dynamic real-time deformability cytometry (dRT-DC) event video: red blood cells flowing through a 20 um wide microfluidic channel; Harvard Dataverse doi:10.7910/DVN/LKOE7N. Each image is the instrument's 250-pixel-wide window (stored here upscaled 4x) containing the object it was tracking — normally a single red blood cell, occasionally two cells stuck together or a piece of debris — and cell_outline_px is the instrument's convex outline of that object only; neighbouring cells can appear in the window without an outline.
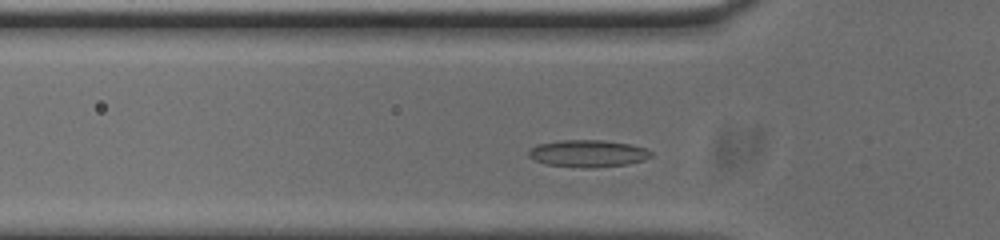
{"species": "common noctule bat (a hibernating species)", "species_latin": "Nyctalus noctula", "temperature_condition": "cold", "stored_images_in_passage": 36, "camera_frame_rate_fps": 3000, "um_per_image_px": 0.085, "animal": {"sex": "male", "body_mass_g": 20.0, "forearm_length_mm": 53.3}, "frame": {"image": 1, "passage_image": 8, "time_ms": 2.333, "image_size_px": [1000, 240], "cell_outline_px": [[652, 156], [644, 160], [628, 164], [596, 168], [584, 168], [548, 164], [536, 160], [528, 156], [528, 152], [532, 148], [540, 144], [560, 140], [600, 140], [632, 144], [648, 148], [652, 152]], "centroid_in_image_um": [50.05, 13.05], "position_along_channel_um": 75.7, "area_um2": 19.36}}
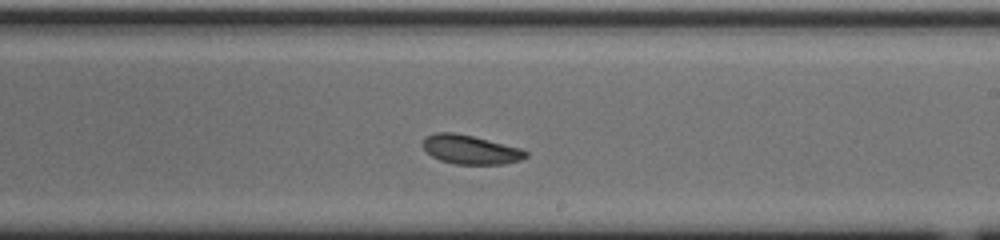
{"frame": {"image": 2, "passage_image": 22, "time_ms": 7.0, "image_size_px": [1000, 240], "cell_outline_px": [[528, 156], [520, 160], [504, 164], [456, 164], [440, 160], [432, 156], [424, 148], [424, 136], [436, 132], [452, 132], [472, 136], [520, 148], [528, 152]], "centroid_in_image_um": [39.99, 12.72], "position_along_channel_um": 249.0, "area_um2": 17.22}}
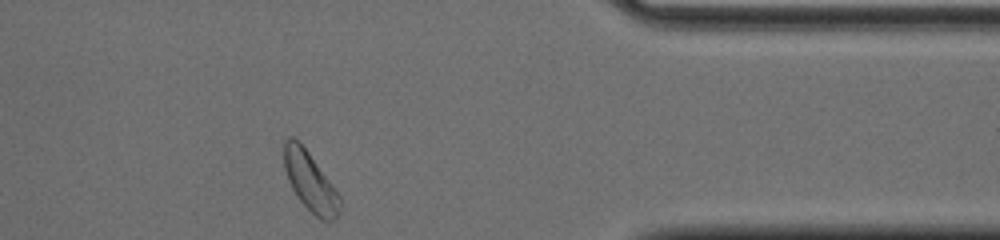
{"frame": {"image": 3, "passage_image": 35, "time_ms": 11.333, "image_size_px": [1000, 240], "cell_outline_px": [[340, 212], [336, 220], [320, 220], [300, 200], [292, 188], [288, 180], [284, 168], [284, 144], [288, 136], [292, 136], [308, 152], [340, 196]], "centroid_in_image_um": [26.37, 15.46], "position_along_channel_um": 385.0, "area_um2": 18.73}, "authors_computed_cell_mechanics": {"area_um2": 17.4556, "velocity_mm_per_s": 3.714, "shape_relaxation_time_tau1_ms": 7.4243, "shape_relaxation_time_tau2_ms": 5.2968, "deformation_change_tau1": 0.1581, "deformation_change_tau2": 0.0875}}